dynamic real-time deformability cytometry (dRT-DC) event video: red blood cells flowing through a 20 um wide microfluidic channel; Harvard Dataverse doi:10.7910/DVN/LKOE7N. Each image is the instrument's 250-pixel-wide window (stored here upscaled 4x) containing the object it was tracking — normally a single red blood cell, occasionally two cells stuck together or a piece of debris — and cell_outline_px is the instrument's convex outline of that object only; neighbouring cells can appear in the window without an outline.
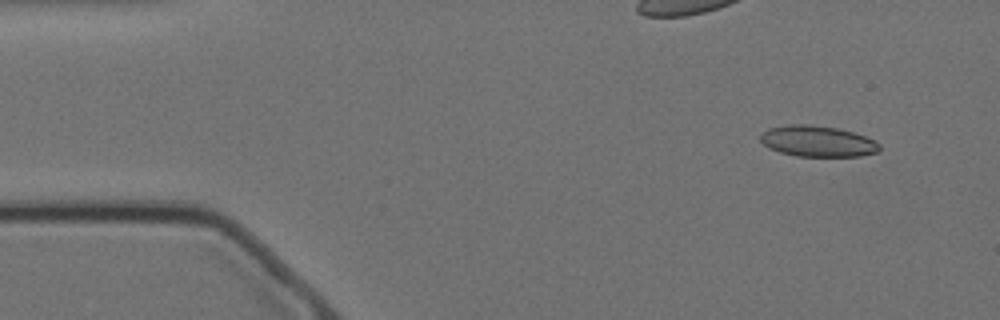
{"species": "Egyptian fruit bat (a non-hibernating species)", "species_latin": "Rousettus aegyptiacus", "temperature_condition": "cold", "stored_images_in_passage": 56, "camera_frame_rate_fps": 3000, "um_per_image_px": 0.085, "animal": {"sex": "female"}, "frame": {"image": 1, "passage_image": 4, "time_ms": 1.0, "image_size_px": [1000, 320], "cell_outline_px": [[880, 148], [876, 152], [860, 156], [796, 156], [780, 152], [768, 148], [760, 140], [760, 136], [768, 128], [788, 124], [808, 124], [836, 128], [852, 132], [876, 140], [880, 144]], "centroid_in_image_um": [69.48, 12.0], "position_along_channel_um": 15.5, "area_um2": 21.44}}
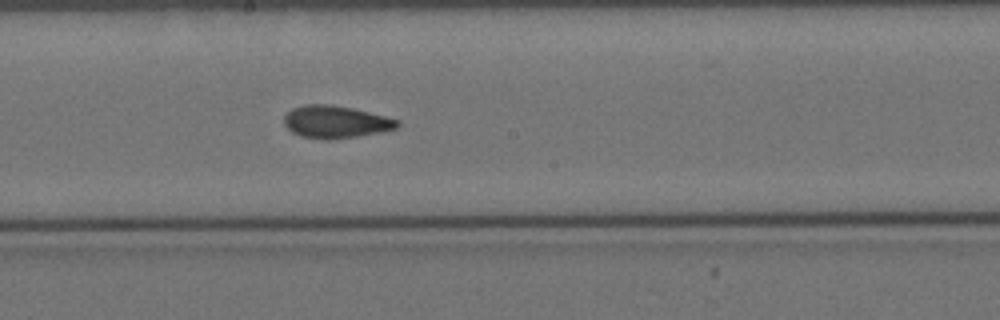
{"frame": {"image": 2, "passage_image": 29, "time_ms": 9.333, "image_size_px": [1000, 320], "cell_outline_px": [[400, 124], [396, 128], [380, 132], [356, 136], [328, 140], [324, 140], [300, 136], [292, 132], [284, 124], [284, 116], [292, 108], [304, 104], [328, 104], [352, 108], [400, 120]], "centroid_in_image_um": [28.5, 10.36], "position_along_channel_um": 219.7, "area_um2": 21.33}}
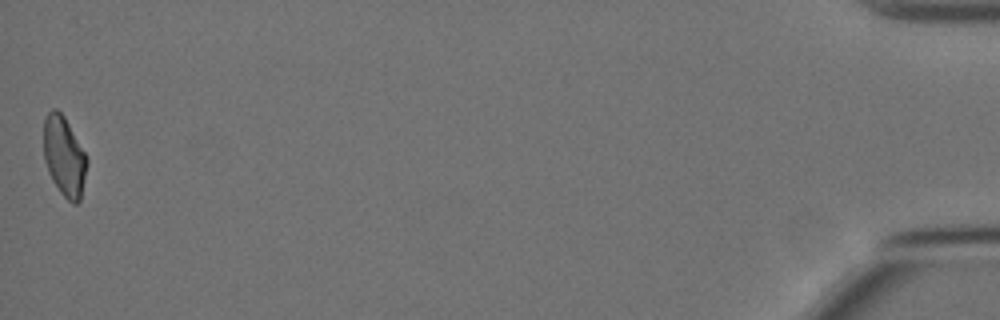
{"frame": {"image": 3, "passage_image": 56, "time_ms": 18.333, "image_size_px": [1000, 320], "cell_outline_px": [[88, 164], [80, 200], [76, 204], [72, 204], [60, 192], [52, 180], [48, 172], [44, 160], [44, 116], [52, 108], [56, 108], [64, 116], [84, 152], [88, 160]], "centroid_in_image_um": [5.45, 13.3], "position_along_channel_um": 429.8, "area_um2": 20.11}, "authors_computed_cell_mechanics": {"area_um2": 21.2126, "velocity_mm_per_s": 3.4915, "shape_relaxation_time_tau1_ms": null, "shape_relaxation_time_tau2_ms": 2.065, "deformation_change_tau1": null, "deformation_change_tau2": 0.0739}}